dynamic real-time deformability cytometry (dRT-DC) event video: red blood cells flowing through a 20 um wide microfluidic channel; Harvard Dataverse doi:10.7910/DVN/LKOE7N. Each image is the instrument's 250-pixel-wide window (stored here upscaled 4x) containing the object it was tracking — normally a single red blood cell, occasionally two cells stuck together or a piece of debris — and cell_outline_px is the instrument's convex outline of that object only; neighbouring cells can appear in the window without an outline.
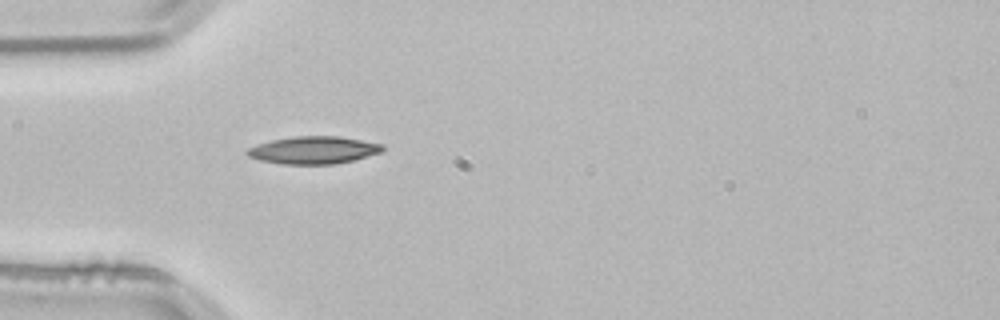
{"species": "common noctule bat (a hibernating species)", "species_latin": "Nyctalus noctula", "temperature_condition": "room temperature", "stored_images_in_passage": 38, "camera_frame_rate_fps": 3000, "um_per_image_px": 0.085, "animal": {"sex": "male", "body_mass_g": 21.5, "forearm_length_mm": 52.0}, "frame": {"image": 1, "passage_image": 1, "time_ms": 0.0, "image_size_px": [1000, 320], "cell_outline_px": [[384, 148], [380, 152], [352, 160], [336, 164], [280, 164], [260, 160], [248, 156], [244, 152], [248, 148], [272, 140], [292, 136], [340, 136], [384, 144]], "centroid_in_image_um": [26.64, 12.75], "position_along_channel_um": 58.4, "area_um2": 21.62}}
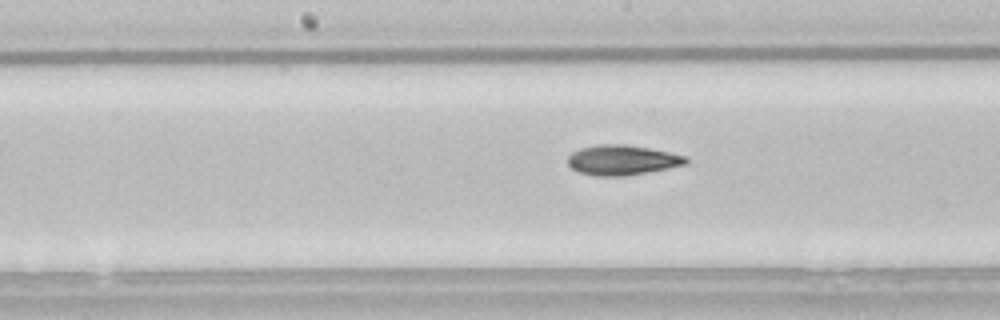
{"frame": {"image": 2, "passage_image": 12, "time_ms": 3.667, "image_size_px": [1000, 320], "cell_outline_px": [[688, 164], [668, 168], [624, 176], [596, 176], [580, 172], [572, 168], [568, 164], [568, 156], [572, 152], [580, 148], [600, 144], [624, 144], [648, 148], [668, 152], [684, 156], [688, 160]], "centroid_in_image_um": [52.86, 13.6], "position_along_channel_um": 195.3, "area_um2": 20.46}}
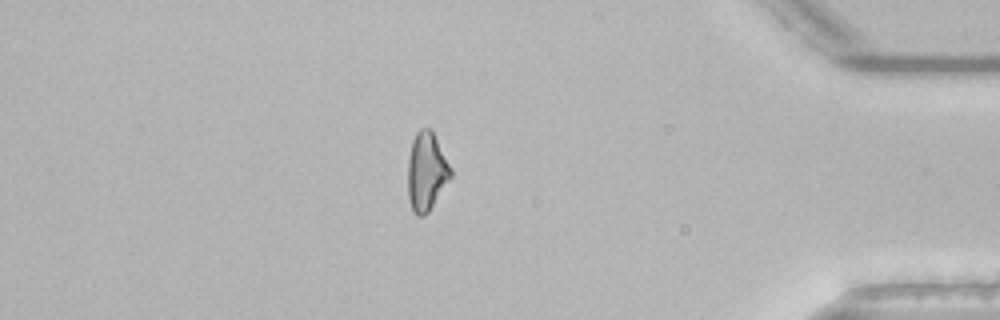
{"frame": {"image": 3, "passage_image": 31, "time_ms": 10.0, "image_size_px": [1000, 320], "cell_outline_px": [[452, 176], [428, 212], [424, 216], [416, 216], [412, 212], [408, 200], [408, 160], [412, 140], [416, 132], [420, 128], [432, 128], [452, 168]], "centroid_in_image_um": [36.25, 14.57], "position_along_channel_um": 399.0, "area_um2": 19.94}, "authors_computed_cell_mechanics": {"area_um2": 19.8543, "velocity_mm_per_s": 3.8195, "shape_relaxation_time_tau1_ms": 7.9276, "shape_relaxation_time_tau2_ms": 6.0551, "deformation_change_tau1": 0.1955, "deformation_change_tau2": 0.1588}}